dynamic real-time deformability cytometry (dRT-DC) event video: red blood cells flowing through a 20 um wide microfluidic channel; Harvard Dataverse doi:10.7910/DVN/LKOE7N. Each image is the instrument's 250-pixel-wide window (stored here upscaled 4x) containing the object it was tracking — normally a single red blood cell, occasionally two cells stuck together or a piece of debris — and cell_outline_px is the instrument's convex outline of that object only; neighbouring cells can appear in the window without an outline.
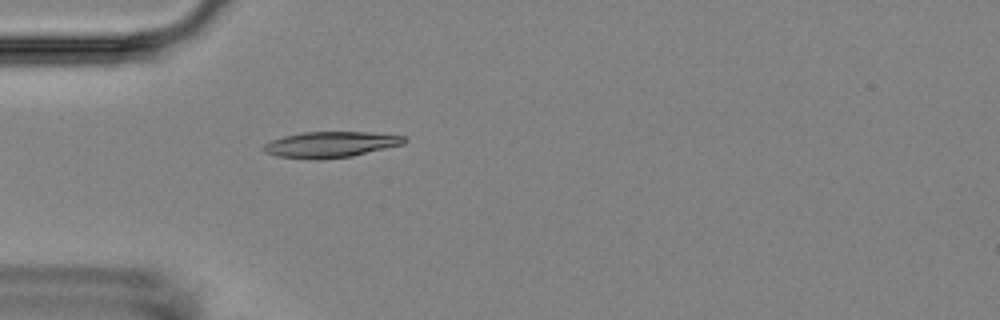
{"species": "Egyptian fruit bat (a non-hibernating species)", "species_latin": "Rousettus aegyptiacus", "temperature_condition": "room temperature", "stored_images_in_passage": 2, "camera_frame_rate_fps": 3000, "um_per_image_px": 0.085, "animal": {"sex": "female"}, "frame": {"image": 1, "passage_image": 2, "time_ms": 2.333, "image_size_px": [1000, 320], "cell_outline_px": [[408, 140], [404, 144], [352, 156], [320, 160], [316, 160], [276, 156], [264, 152], [260, 148], [264, 144], [272, 140], [284, 136], [304, 132], [368, 132], [404, 136]], "centroid_in_image_um": [28.08, 12.29], "position_along_channel_um": 56.9, "area_um2": 21.33}}